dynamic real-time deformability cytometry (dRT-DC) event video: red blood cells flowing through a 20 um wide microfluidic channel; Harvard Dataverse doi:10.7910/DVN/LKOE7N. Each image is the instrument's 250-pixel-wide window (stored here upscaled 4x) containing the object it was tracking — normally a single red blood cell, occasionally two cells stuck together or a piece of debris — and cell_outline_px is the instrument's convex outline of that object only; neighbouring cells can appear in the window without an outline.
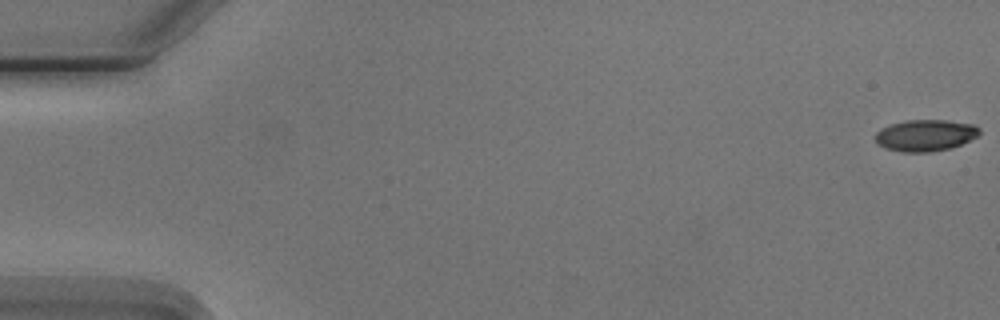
{"species": "Egyptian fruit bat (a non-hibernating species)", "species_latin": "Rousettus aegyptiacus", "temperature_condition": "cold", "stored_images_in_passage": 6, "camera_frame_rate_fps": 3000, "um_per_image_px": 0.085, "animal": {"sex": "male"}, "frame": {"image": 1, "passage_image": 1, "time_ms": 0.0, "image_size_px": [1000, 320], "cell_outline_px": [[980, 132], [976, 136], [960, 144], [948, 148], [928, 152], [904, 152], [884, 148], [876, 144], [872, 136], [880, 128], [904, 120], [948, 120], [976, 124], [980, 128]], "centroid_in_image_um": [78.6, 11.49], "position_along_channel_um": 6.4, "area_um2": 19.31}}
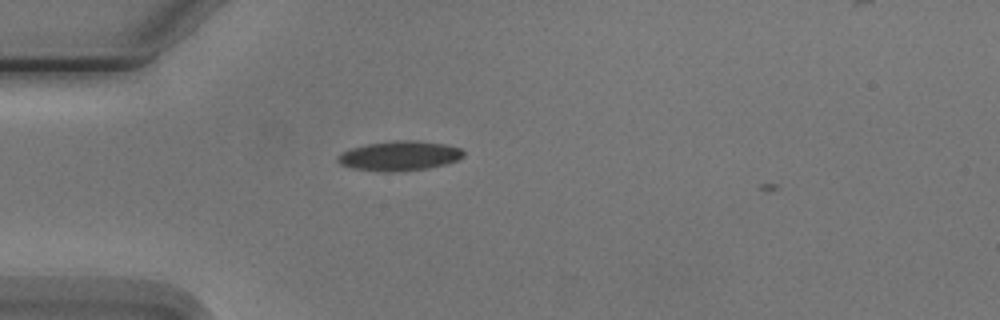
{"frame": {"image": 2, "passage_image": 5, "time_ms": 5.0, "image_size_px": [1000, 320], "cell_outline_px": [[464, 156], [456, 160], [444, 164], [428, 168], [384, 172], [352, 168], [340, 164], [336, 160], [336, 156], [340, 152], [352, 148], [368, 144], [396, 140], [416, 140], [448, 144], [460, 148], [464, 152]], "centroid_in_image_um": [33.93, 13.23], "position_along_channel_um": 51.1, "area_um2": 21.68}}